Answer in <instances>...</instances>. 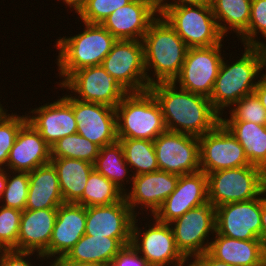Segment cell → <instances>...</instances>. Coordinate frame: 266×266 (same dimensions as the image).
I'll use <instances>...</instances> for the list:
<instances>
[{
    "label": "cell",
    "instance_id": "cell-10",
    "mask_svg": "<svg viewBox=\"0 0 266 266\" xmlns=\"http://www.w3.org/2000/svg\"><path fill=\"white\" fill-rule=\"evenodd\" d=\"M101 65L128 93L149 90L142 40H117Z\"/></svg>",
    "mask_w": 266,
    "mask_h": 266
},
{
    "label": "cell",
    "instance_id": "cell-42",
    "mask_svg": "<svg viewBox=\"0 0 266 266\" xmlns=\"http://www.w3.org/2000/svg\"><path fill=\"white\" fill-rule=\"evenodd\" d=\"M108 266H149L147 261L132 247L125 246Z\"/></svg>",
    "mask_w": 266,
    "mask_h": 266
},
{
    "label": "cell",
    "instance_id": "cell-16",
    "mask_svg": "<svg viewBox=\"0 0 266 266\" xmlns=\"http://www.w3.org/2000/svg\"><path fill=\"white\" fill-rule=\"evenodd\" d=\"M178 180L179 175L160 170L139 174L133 176L132 184L124 193V198L135 216L141 215L137 208L142 214L149 211L146 214L153 216L175 190Z\"/></svg>",
    "mask_w": 266,
    "mask_h": 266
},
{
    "label": "cell",
    "instance_id": "cell-30",
    "mask_svg": "<svg viewBox=\"0 0 266 266\" xmlns=\"http://www.w3.org/2000/svg\"><path fill=\"white\" fill-rule=\"evenodd\" d=\"M251 3L252 0H212L213 15L223 36L233 31L239 38L247 30Z\"/></svg>",
    "mask_w": 266,
    "mask_h": 266
},
{
    "label": "cell",
    "instance_id": "cell-21",
    "mask_svg": "<svg viewBox=\"0 0 266 266\" xmlns=\"http://www.w3.org/2000/svg\"><path fill=\"white\" fill-rule=\"evenodd\" d=\"M135 215L123 197L110 205L86 207L85 234L110 238H131Z\"/></svg>",
    "mask_w": 266,
    "mask_h": 266
},
{
    "label": "cell",
    "instance_id": "cell-38",
    "mask_svg": "<svg viewBox=\"0 0 266 266\" xmlns=\"http://www.w3.org/2000/svg\"><path fill=\"white\" fill-rule=\"evenodd\" d=\"M258 34L266 40V0H252L248 28L238 40L243 47H259L264 42L260 41Z\"/></svg>",
    "mask_w": 266,
    "mask_h": 266
},
{
    "label": "cell",
    "instance_id": "cell-6",
    "mask_svg": "<svg viewBox=\"0 0 266 266\" xmlns=\"http://www.w3.org/2000/svg\"><path fill=\"white\" fill-rule=\"evenodd\" d=\"M207 175L208 202L215 208L257 198L265 190V172L248 165Z\"/></svg>",
    "mask_w": 266,
    "mask_h": 266
},
{
    "label": "cell",
    "instance_id": "cell-20",
    "mask_svg": "<svg viewBox=\"0 0 266 266\" xmlns=\"http://www.w3.org/2000/svg\"><path fill=\"white\" fill-rule=\"evenodd\" d=\"M157 16L156 0H132L112 12L101 25L117 40H142Z\"/></svg>",
    "mask_w": 266,
    "mask_h": 266
},
{
    "label": "cell",
    "instance_id": "cell-24",
    "mask_svg": "<svg viewBox=\"0 0 266 266\" xmlns=\"http://www.w3.org/2000/svg\"><path fill=\"white\" fill-rule=\"evenodd\" d=\"M57 218V208L24 209L17 239V251L36 252L47 259V248Z\"/></svg>",
    "mask_w": 266,
    "mask_h": 266
},
{
    "label": "cell",
    "instance_id": "cell-27",
    "mask_svg": "<svg viewBox=\"0 0 266 266\" xmlns=\"http://www.w3.org/2000/svg\"><path fill=\"white\" fill-rule=\"evenodd\" d=\"M63 203L58 174L51 162L29 172L25 209L58 208Z\"/></svg>",
    "mask_w": 266,
    "mask_h": 266
},
{
    "label": "cell",
    "instance_id": "cell-22",
    "mask_svg": "<svg viewBox=\"0 0 266 266\" xmlns=\"http://www.w3.org/2000/svg\"><path fill=\"white\" fill-rule=\"evenodd\" d=\"M51 147L27 121L19 130L7 160L6 169L13 172H32L50 163Z\"/></svg>",
    "mask_w": 266,
    "mask_h": 266
},
{
    "label": "cell",
    "instance_id": "cell-52",
    "mask_svg": "<svg viewBox=\"0 0 266 266\" xmlns=\"http://www.w3.org/2000/svg\"><path fill=\"white\" fill-rule=\"evenodd\" d=\"M265 191H266V172H265Z\"/></svg>",
    "mask_w": 266,
    "mask_h": 266
},
{
    "label": "cell",
    "instance_id": "cell-19",
    "mask_svg": "<svg viewBox=\"0 0 266 266\" xmlns=\"http://www.w3.org/2000/svg\"><path fill=\"white\" fill-rule=\"evenodd\" d=\"M207 202V175L203 171L180 175L175 190L152 217L161 223L169 224L190 209Z\"/></svg>",
    "mask_w": 266,
    "mask_h": 266
},
{
    "label": "cell",
    "instance_id": "cell-46",
    "mask_svg": "<svg viewBox=\"0 0 266 266\" xmlns=\"http://www.w3.org/2000/svg\"><path fill=\"white\" fill-rule=\"evenodd\" d=\"M254 93L260 100V103L266 110V78L264 76L260 77Z\"/></svg>",
    "mask_w": 266,
    "mask_h": 266
},
{
    "label": "cell",
    "instance_id": "cell-23",
    "mask_svg": "<svg viewBox=\"0 0 266 266\" xmlns=\"http://www.w3.org/2000/svg\"><path fill=\"white\" fill-rule=\"evenodd\" d=\"M85 228L86 207L76 203L61 204L57 208V218L47 248V260L64 257L85 234Z\"/></svg>",
    "mask_w": 266,
    "mask_h": 266
},
{
    "label": "cell",
    "instance_id": "cell-28",
    "mask_svg": "<svg viewBox=\"0 0 266 266\" xmlns=\"http://www.w3.org/2000/svg\"><path fill=\"white\" fill-rule=\"evenodd\" d=\"M55 167L64 203H76L85 190L93 164L73 158H51Z\"/></svg>",
    "mask_w": 266,
    "mask_h": 266
},
{
    "label": "cell",
    "instance_id": "cell-12",
    "mask_svg": "<svg viewBox=\"0 0 266 266\" xmlns=\"http://www.w3.org/2000/svg\"><path fill=\"white\" fill-rule=\"evenodd\" d=\"M59 88L84 102L105 104L116 108L128 93L102 65L74 71ZM70 90V91H69Z\"/></svg>",
    "mask_w": 266,
    "mask_h": 266
},
{
    "label": "cell",
    "instance_id": "cell-18",
    "mask_svg": "<svg viewBox=\"0 0 266 266\" xmlns=\"http://www.w3.org/2000/svg\"><path fill=\"white\" fill-rule=\"evenodd\" d=\"M26 116L27 121L50 147L59 139L77 133V123L72 109V95L69 93L58 98L57 101L32 108Z\"/></svg>",
    "mask_w": 266,
    "mask_h": 266
},
{
    "label": "cell",
    "instance_id": "cell-29",
    "mask_svg": "<svg viewBox=\"0 0 266 266\" xmlns=\"http://www.w3.org/2000/svg\"><path fill=\"white\" fill-rule=\"evenodd\" d=\"M244 149L250 165L266 172V125L246 121H221Z\"/></svg>",
    "mask_w": 266,
    "mask_h": 266
},
{
    "label": "cell",
    "instance_id": "cell-9",
    "mask_svg": "<svg viewBox=\"0 0 266 266\" xmlns=\"http://www.w3.org/2000/svg\"><path fill=\"white\" fill-rule=\"evenodd\" d=\"M222 42L210 47L188 48L179 75L173 83L180 89L210 98L225 54Z\"/></svg>",
    "mask_w": 266,
    "mask_h": 266
},
{
    "label": "cell",
    "instance_id": "cell-25",
    "mask_svg": "<svg viewBox=\"0 0 266 266\" xmlns=\"http://www.w3.org/2000/svg\"><path fill=\"white\" fill-rule=\"evenodd\" d=\"M208 253L233 266H266V248L260 239L238 240L215 231Z\"/></svg>",
    "mask_w": 266,
    "mask_h": 266
},
{
    "label": "cell",
    "instance_id": "cell-17",
    "mask_svg": "<svg viewBox=\"0 0 266 266\" xmlns=\"http://www.w3.org/2000/svg\"><path fill=\"white\" fill-rule=\"evenodd\" d=\"M77 133L100 148L118 141L116 110L105 104L84 102L72 96Z\"/></svg>",
    "mask_w": 266,
    "mask_h": 266
},
{
    "label": "cell",
    "instance_id": "cell-34",
    "mask_svg": "<svg viewBox=\"0 0 266 266\" xmlns=\"http://www.w3.org/2000/svg\"><path fill=\"white\" fill-rule=\"evenodd\" d=\"M100 147L78 133L59 139L51 146V158H73L94 164Z\"/></svg>",
    "mask_w": 266,
    "mask_h": 266
},
{
    "label": "cell",
    "instance_id": "cell-36",
    "mask_svg": "<svg viewBox=\"0 0 266 266\" xmlns=\"http://www.w3.org/2000/svg\"><path fill=\"white\" fill-rule=\"evenodd\" d=\"M233 106L228 111L230 119L227 117V114L225 118L221 115V121H246L266 125V110L254 92L245 95Z\"/></svg>",
    "mask_w": 266,
    "mask_h": 266
},
{
    "label": "cell",
    "instance_id": "cell-39",
    "mask_svg": "<svg viewBox=\"0 0 266 266\" xmlns=\"http://www.w3.org/2000/svg\"><path fill=\"white\" fill-rule=\"evenodd\" d=\"M22 211L0 205V250L17 251Z\"/></svg>",
    "mask_w": 266,
    "mask_h": 266
},
{
    "label": "cell",
    "instance_id": "cell-37",
    "mask_svg": "<svg viewBox=\"0 0 266 266\" xmlns=\"http://www.w3.org/2000/svg\"><path fill=\"white\" fill-rule=\"evenodd\" d=\"M27 122L26 112L18 115L7 112L0 117V168L6 169L9 152L20 128Z\"/></svg>",
    "mask_w": 266,
    "mask_h": 266
},
{
    "label": "cell",
    "instance_id": "cell-32",
    "mask_svg": "<svg viewBox=\"0 0 266 266\" xmlns=\"http://www.w3.org/2000/svg\"><path fill=\"white\" fill-rule=\"evenodd\" d=\"M126 163L133 176L159 171L153 141L146 139L118 138ZM134 170V171H133Z\"/></svg>",
    "mask_w": 266,
    "mask_h": 266
},
{
    "label": "cell",
    "instance_id": "cell-13",
    "mask_svg": "<svg viewBox=\"0 0 266 266\" xmlns=\"http://www.w3.org/2000/svg\"><path fill=\"white\" fill-rule=\"evenodd\" d=\"M199 155L205 174L250 165L241 144L221 122L199 137Z\"/></svg>",
    "mask_w": 266,
    "mask_h": 266
},
{
    "label": "cell",
    "instance_id": "cell-47",
    "mask_svg": "<svg viewBox=\"0 0 266 266\" xmlns=\"http://www.w3.org/2000/svg\"><path fill=\"white\" fill-rule=\"evenodd\" d=\"M58 1V0H57ZM63 4L71 8V12L75 10V13L78 14L80 10L85 6L87 0H61ZM73 8V10H72Z\"/></svg>",
    "mask_w": 266,
    "mask_h": 266
},
{
    "label": "cell",
    "instance_id": "cell-8",
    "mask_svg": "<svg viewBox=\"0 0 266 266\" xmlns=\"http://www.w3.org/2000/svg\"><path fill=\"white\" fill-rule=\"evenodd\" d=\"M137 217L132 224L131 245L149 266H189L190 261L176 247L170 224L161 223L153 217L149 220H153V224L150 222L148 227L139 228Z\"/></svg>",
    "mask_w": 266,
    "mask_h": 266
},
{
    "label": "cell",
    "instance_id": "cell-15",
    "mask_svg": "<svg viewBox=\"0 0 266 266\" xmlns=\"http://www.w3.org/2000/svg\"><path fill=\"white\" fill-rule=\"evenodd\" d=\"M215 231L238 240L259 239L261 233V194L252 200L215 208Z\"/></svg>",
    "mask_w": 266,
    "mask_h": 266
},
{
    "label": "cell",
    "instance_id": "cell-41",
    "mask_svg": "<svg viewBox=\"0 0 266 266\" xmlns=\"http://www.w3.org/2000/svg\"><path fill=\"white\" fill-rule=\"evenodd\" d=\"M33 254L34 256H37V259L39 258L42 261V264L43 259L47 261V259H45L42 255L34 252L0 250V266H36V264L33 265V261H31L30 258L31 256H33Z\"/></svg>",
    "mask_w": 266,
    "mask_h": 266
},
{
    "label": "cell",
    "instance_id": "cell-5",
    "mask_svg": "<svg viewBox=\"0 0 266 266\" xmlns=\"http://www.w3.org/2000/svg\"><path fill=\"white\" fill-rule=\"evenodd\" d=\"M115 110L118 138L154 141L166 131L160 104L150 90L127 93Z\"/></svg>",
    "mask_w": 266,
    "mask_h": 266
},
{
    "label": "cell",
    "instance_id": "cell-35",
    "mask_svg": "<svg viewBox=\"0 0 266 266\" xmlns=\"http://www.w3.org/2000/svg\"><path fill=\"white\" fill-rule=\"evenodd\" d=\"M28 188L29 172L7 170V184L0 199L1 206L23 211L27 202Z\"/></svg>",
    "mask_w": 266,
    "mask_h": 266
},
{
    "label": "cell",
    "instance_id": "cell-31",
    "mask_svg": "<svg viewBox=\"0 0 266 266\" xmlns=\"http://www.w3.org/2000/svg\"><path fill=\"white\" fill-rule=\"evenodd\" d=\"M93 167L113 182L123 193L127 191L125 184H132L133 174H130L132 171L125 161L124 152L119 141L101 147Z\"/></svg>",
    "mask_w": 266,
    "mask_h": 266
},
{
    "label": "cell",
    "instance_id": "cell-14",
    "mask_svg": "<svg viewBox=\"0 0 266 266\" xmlns=\"http://www.w3.org/2000/svg\"><path fill=\"white\" fill-rule=\"evenodd\" d=\"M153 144L160 171L179 176L200 171L198 137L166 130Z\"/></svg>",
    "mask_w": 266,
    "mask_h": 266
},
{
    "label": "cell",
    "instance_id": "cell-11",
    "mask_svg": "<svg viewBox=\"0 0 266 266\" xmlns=\"http://www.w3.org/2000/svg\"><path fill=\"white\" fill-rule=\"evenodd\" d=\"M169 224L177 249L188 261L190 258L192 260L209 249V236L215 234V207L207 202L190 209Z\"/></svg>",
    "mask_w": 266,
    "mask_h": 266
},
{
    "label": "cell",
    "instance_id": "cell-1",
    "mask_svg": "<svg viewBox=\"0 0 266 266\" xmlns=\"http://www.w3.org/2000/svg\"><path fill=\"white\" fill-rule=\"evenodd\" d=\"M149 90L160 104L166 130L201 137L221 122L210 99L180 89L173 82H159Z\"/></svg>",
    "mask_w": 266,
    "mask_h": 266
},
{
    "label": "cell",
    "instance_id": "cell-33",
    "mask_svg": "<svg viewBox=\"0 0 266 266\" xmlns=\"http://www.w3.org/2000/svg\"><path fill=\"white\" fill-rule=\"evenodd\" d=\"M124 193L109 179L93 169L88 177L82 197L76 204L85 207L110 205L119 202Z\"/></svg>",
    "mask_w": 266,
    "mask_h": 266
},
{
    "label": "cell",
    "instance_id": "cell-48",
    "mask_svg": "<svg viewBox=\"0 0 266 266\" xmlns=\"http://www.w3.org/2000/svg\"><path fill=\"white\" fill-rule=\"evenodd\" d=\"M49 260H51L49 262L50 263L49 266H87V265H82V264L70 262L64 257H55V259L52 258Z\"/></svg>",
    "mask_w": 266,
    "mask_h": 266
},
{
    "label": "cell",
    "instance_id": "cell-43",
    "mask_svg": "<svg viewBox=\"0 0 266 266\" xmlns=\"http://www.w3.org/2000/svg\"><path fill=\"white\" fill-rule=\"evenodd\" d=\"M172 1V2H170ZM156 0L157 8H173L180 6L211 5L212 0Z\"/></svg>",
    "mask_w": 266,
    "mask_h": 266
},
{
    "label": "cell",
    "instance_id": "cell-51",
    "mask_svg": "<svg viewBox=\"0 0 266 266\" xmlns=\"http://www.w3.org/2000/svg\"><path fill=\"white\" fill-rule=\"evenodd\" d=\"M6 112H8L7 108L5 109L0 103V117L3 116Z\"/></svg>",
    "mask_w": 266,
    "mask_h": 266
},
{
    "label": "cell",
    "instance_id": "cell-50",
    "mask_svg": "<svg viewBox=\"0 0 266 266\" xmlns=\"http://www.w3.org/2000/svg\"><path fill=\"white\" fill-rule=\"evenodd\" d=\"M258 48L262 55V69L266 70V43L264 42ZM263 76L266 78V71L265 74L263 73Z\"/></svg>",
    "mask_w": 266,
    "mask_h": 266
},
{
    "label": "cell",
    "instance_id": "cell-26",
    "mask_svg": "<svg viewBox=\"0 0 266 266\" xmlns=\"http://www.w3.org/2000/svg\"><path fill=\"white\" fill-rule=\"evenodd\" d=\"M131 245V238H110L84 234L64 256L68 261L87 266H108L114 257Z\"/></svg>",
    "mask_w": 266,
    "mask_h": 266
},
{
    "label": "cell",
    "instance_id": "cell-44",
    "mask_svg": "<svg viewBox=\"0 0 266 266\" xmlns=\"http://www.w3.org/2000/svg\"><path fill=\"white\" fill-rule=\"evenodd\" d=\"M189 266H233L213 258L208 252L193 258Z\"/></svg>",
    "mask_w": 266,
    "mask_h": 266
},
{
    "label": "cell",
    "instance_id": "cell-4",
    "mask_svg": "<svg viewBox=\"0 0 266 266\" xmlns=\"http://www.w3.org/2000/svg\"><path fill=\"white\" fill-rule=\"evenodd\" d=\"M236 61L227 63L223 58L214 88L210 96L213 108L224 115L225 109H230L245 95L254 92L258 77H262V55L258 47H246ZM261 73V74H260ZM257 79V81H256Z\"/></svg>",
    "mask_w": 266,
    "mask_h": 266
},
{
    "label": "cell",
    "instance_id": "cell-45",
    "mask_svg": "<svg viewBox=\"0 0 266 266\" xmlns=\"http://www.w3.org/2000/svg\"><path fill=\"white\" fill-rule=\"evenodd\" d=\"M266 248V191L261 193V233L259 237Z\"/></svg>",
    "mask_w": 266,
    "mask_h": 266
},
{
    "label": "cell",
    "instance_id": "cell-7",
    "mask_svg": "<svg viewBox=\"0 0 266 266\" xmlns=\"http://www.w3.org/2000/svg\"><path fill=\"white\" fill-rule=\"evenodd\" d=\"M157 12L189 48L210 47L220 44L226 38L217 26L211 5L157 8Z\"/></svg>",
    "mask_w": 266,
    "mask_h": 266
},
{
    "label": "cell",
    "instance_id": "cell-40",
    "mask_svg": "<svg viewBox=\"0 0 266 266\" xmlns=\"http://www.w3.org/2000/svg\"><path fill=\"white\" fill-rule=\"evenodd\" d=\"M132 0H87L77 14L81 22L101 24L112 12L127 5Z\"/></svg>",
    "mask_w": 266,
    "mask_h": 266
},
{
    "label": "cell",
    "instance_id": "cell-2",
    "mask_svg": "<svg viewBox=\"0 0 266 266\" xmlns=\"http://www.w3.org/2000/svg\"><path fill=\"white\" fill-rule=\"evenodd\" d=\"M142 43L148 84L173 82L184 63L189 48L186 43L161 15L150 23Z\"/></svg>",
    "mask_w": 266,
    "mask_h": 266
},
{
    "label": "cell",
    "instance_id": "cell-49",
    "mask_svg": "<svg viewBox=\"0 0 266 266\" xmlns=\"http://www.w3.org/2000/svg\"><path fill=\"white\" fill-rule=\"evenodd\" d=\"M6 184H7V169L0 168V199L3 196Z\"/></svg>",
    "mask_w": 266,
    "mask_h": 266
},
{
    "label": "cell",
    "instance_id": "cell-3",
    "mask_svg": "<svg viewBox=\"0 0 266 266\" xmlns=\"http://www.w3.org/2000/svg\"><path fill=\"white\" fill-rule=\"evenodd\" d=\"M73 36L59 37L55 41L61 85L74 71L102 64L117 39L101 24H89ZM62 77V78H61Z\"/></svg>",
    "mask_w": 266,
    "mask_h": 266
}]
</instances>
